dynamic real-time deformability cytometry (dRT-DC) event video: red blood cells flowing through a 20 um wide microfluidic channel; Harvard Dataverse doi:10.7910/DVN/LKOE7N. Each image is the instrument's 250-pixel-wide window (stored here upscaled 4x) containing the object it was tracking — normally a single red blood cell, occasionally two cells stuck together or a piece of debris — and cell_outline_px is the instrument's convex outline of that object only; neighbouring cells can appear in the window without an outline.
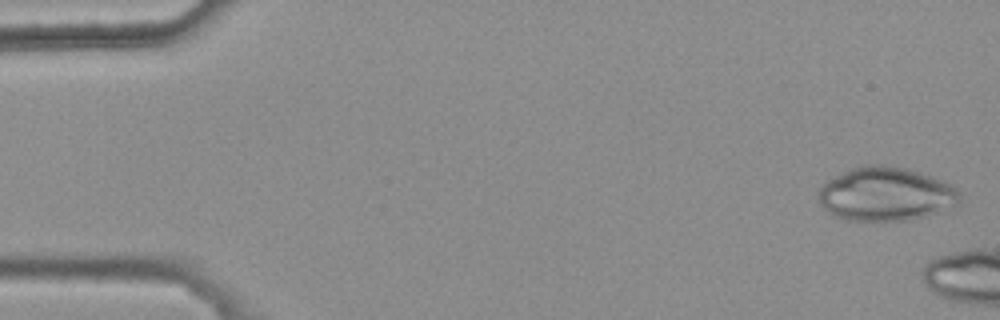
{"species": "common noctule bat (a hibernating species)", "species_latin": "Nyctalus noctula", "temperature_condition": "warm", "stored_images_in_passage": 3, "camera_frame_rate_fps": 3000, "um_per_image_px": 0.085, "animal": {"sex": "female", "body_mass_g": 25.1}, "frame": {"image": 1, "passage_image": 1, "time_ms": 0.0, "image_size_px": [1000, 320], "cell_outline_px": [[960, 200], [956, 204], [936, 212], [924, 216], [908, 220], [848, 220], [832, 216], [820, 204], [816, 192], [828, 180], [852, 168], [864, 164], [880, 164], [908, 168], [944, 180], [952, 184], [960, 192]], "centroid_in_image_um": [75.27, 16.48], "position_along_channel_um": 9.7, "area_um2": 44.27}}